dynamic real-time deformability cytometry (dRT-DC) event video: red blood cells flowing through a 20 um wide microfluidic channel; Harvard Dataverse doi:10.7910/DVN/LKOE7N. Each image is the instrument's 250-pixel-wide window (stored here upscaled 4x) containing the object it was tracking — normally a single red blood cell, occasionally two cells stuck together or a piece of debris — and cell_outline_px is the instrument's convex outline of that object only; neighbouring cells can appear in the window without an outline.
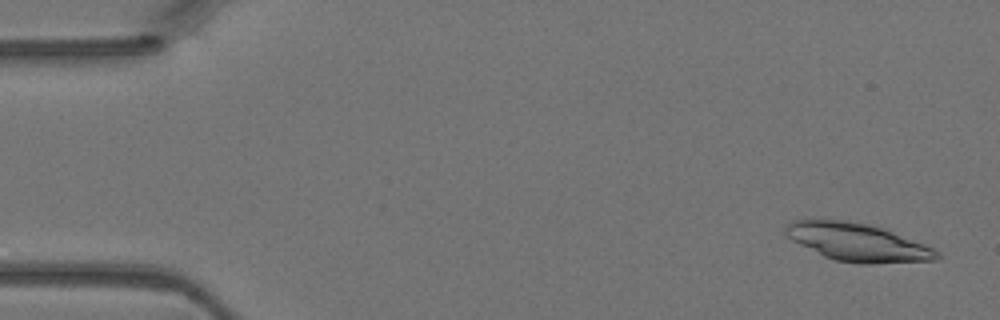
{"species": "Egyptian fruit bat (a non-hibernating species)", "species_latin": "Rousettus aegyptiacus", "temperature_condition": "warm", "stored_images_in_passage": 4, "camera_frame_rate_fps": 3000, "um_per_image_px": 0.085, "animal": {"sex": "female"}, "frame": {"image": 1, "passage_image": 1, "time_ms": 0.0, "image_size_px": [1000, 320], "cell_outline_px": [[940, 256], [936, 260], [868, 264], [864, 264], [836, 260], [824, 256], [792, 240], [784, 232], [784, 228], [792, 220], [804, 216], [812, 216], [844, 220], [868, 224], [880, 228], [924, 244], [940, 252]], "centroid_in_image_um": [72.79, 20.55], "position_along_channel_um": 12.2, "area_um2": 33.64}}